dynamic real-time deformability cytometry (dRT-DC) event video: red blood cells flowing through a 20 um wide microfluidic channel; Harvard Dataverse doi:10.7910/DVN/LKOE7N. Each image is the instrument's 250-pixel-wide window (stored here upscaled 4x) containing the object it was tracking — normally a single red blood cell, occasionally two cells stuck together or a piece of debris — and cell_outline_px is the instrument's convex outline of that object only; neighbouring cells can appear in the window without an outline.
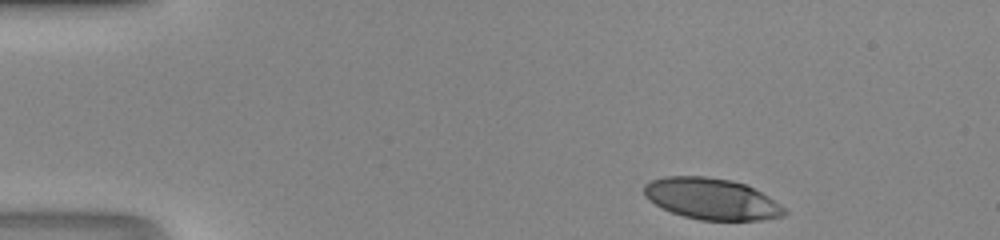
{"species": "human", "species_latin": "Homo sapiens", "temperature_condition": "room temperature", "stored_images_in_passage": 41, "camera_frame_rate_fps": 3000, "um_per_image_px": 0.085, "donor": {"sex": "male"}, "frame": {"image": 1, "passage_image": 1, "time_ms": 0.0, "image_size_px": [1000, 240], "cell_outline_px": [[788, 212], [784, 216], [764, 220], [700, 220], [684, 216], [672, 212], [648, 200], [644, 196], [644, 184], [652, 180], [664, 176], [708, 176], [732, 180], [748, 184], [768, 196], [780, 204]], "centroid_in_image_um": [60.51, 16.89], "position_along_channel_um": 24.5, "area_um2": 33.99}}
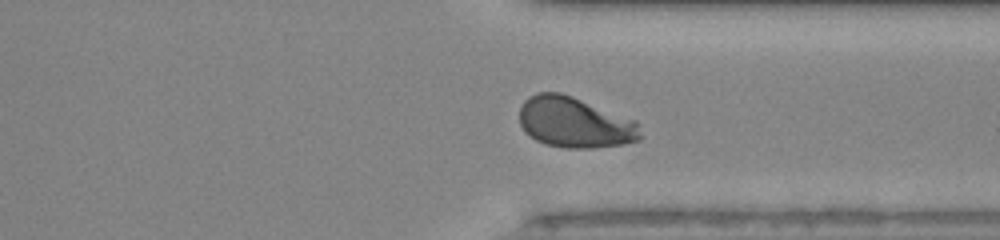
{"frame": {"image": 2, "passage_image": 30, "time_ms": 9.667, "image_size_px": [1000, 240], "cell_outline_px": [[640, 140], [624, 144], [592, 148], [564, 148], [544, 144], [528, 136], [524, 132], [520, 124], [520, 108], [524, 100], [528, 96], [536, 92], [560, 92], [572, 96], [636, 120], [640, 132]], "centroid_in_image_um": [48.82, 10.41], "position_along_channel_um": 362.6, "area_um2": 36.01}}
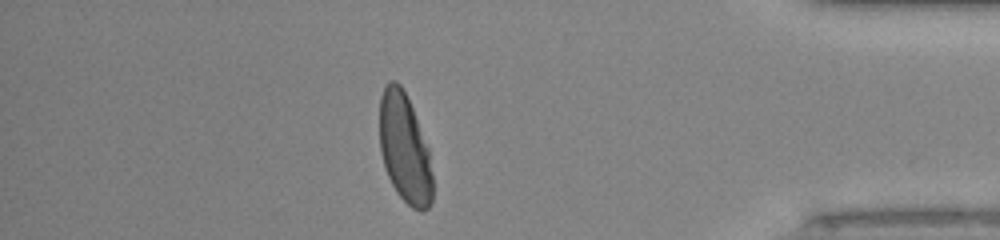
{"frame": {"image": 3, "passage_image": 35, "time_ms": 11.333, "image_size_px": [1000, 240], "cell_outline_px": [[432, 204], [424, 212], [420, 212], [412, 208], [396, 192], [388, 176], [380, 152], [380, 96], [384, 84], [388, 80], [396, 80], [400, 84], [412, 108], [428, 148], [432, 176]], "centroid_in_image_um": [34.38, 12.62], "position_along_channel_um": 400.8, "area_um2": 33.76}}